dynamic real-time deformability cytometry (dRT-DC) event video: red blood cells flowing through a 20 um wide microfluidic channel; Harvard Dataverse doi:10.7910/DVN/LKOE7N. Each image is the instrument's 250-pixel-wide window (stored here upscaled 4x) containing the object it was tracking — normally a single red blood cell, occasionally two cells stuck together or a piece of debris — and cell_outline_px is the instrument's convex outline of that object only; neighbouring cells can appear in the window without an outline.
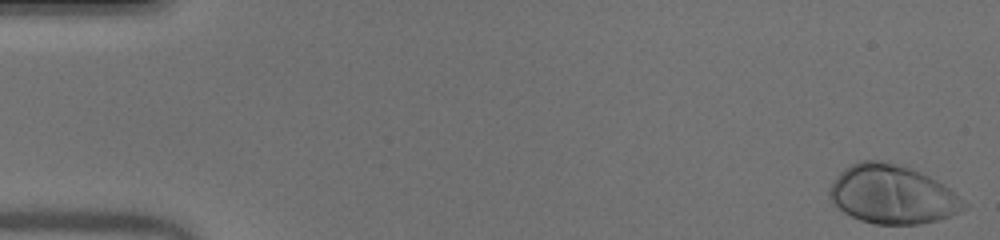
{"species": "human", "species_latin": "Homo sapiens", "temperature_condition": "warm", "stored_images_in_passage": 51, "camera_frame_rate_fps": 3000, "um_per_image_px": 0.085, "donor": {"sex": "male"}, "frame": {"image": 1, "passage_image": 1, "time_ms": 0.0, "image_size_px": [1000, 240], "cell_outline_px": [[968, 208], [960, 212], [936, 220], [920, 224], [876, 224], [860, 220], [844, 212], [832, 204], [828, 196], [828, 188], [836, 176], [844, 168], [860, 160], [884, 160], [912, 168], [944, 184], [968, 204]], "centroid_in_image_um": [75.82, 16.52], "position_along_channel_um": 9.2, "area_um2": 46.24}}
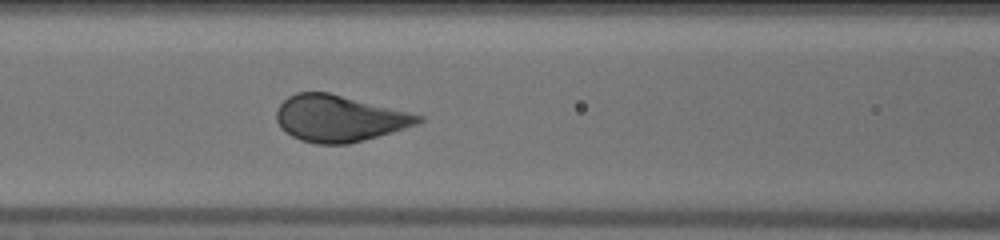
{"frame": {"image": 2, "passage_image": 22, "time_ms": 7.0, "image_size_px": [1000, 240], "cell_outline_px": [[424, 120], [416, 124], [392, 132], [348, 144], [316, 144], [300, 140], [284, 132], [280, 128], [276, 120], [276, 112], [280, 104], [288, 96], [296, 92], [328, 92], [424, 116]], "centroid_in_image_um": [28.77, 10.07], "position_along_channel_um": 137.8, "area_um2": 38.15}}
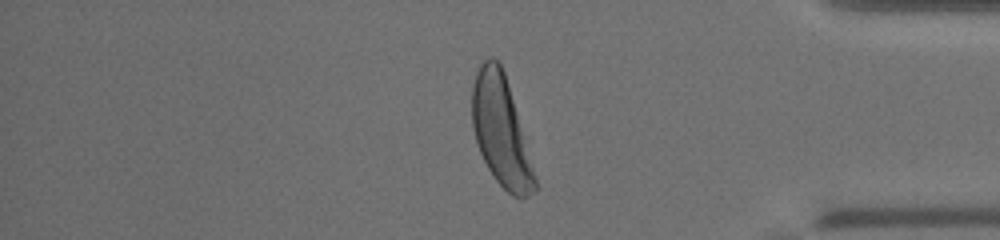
{"frame": {"image": 3, "passage_image": 43, "time_ms": 14.0, "image_size_px": [1000, 240], "cell_outline_px": [[536, 188], [532, 192], [524, 196], [512, 196], [496, 180], [488, 168], [480, 152], [472, 128], [472, 84], [476, 72], [480, 64], [484, 60], [492, 56], [500, 64], [504, 72], [516, 112], [536, 180]], "centroid_in_image_um": [42.52, 11.09], "position_along_channel_um": 392.7, "area_um2": 38.96}, "authors_computed_cell_mechanics": {"area_um2": 40.4022, "velocity_mm_per_s": 3.9758, "shape_relaxation_time_tau1_ms": 1.7418, "shape_relaxation_time_tau2_ms": null, "deformation_change_tau1": 0.1502, "deformation_change_tau2": null}}